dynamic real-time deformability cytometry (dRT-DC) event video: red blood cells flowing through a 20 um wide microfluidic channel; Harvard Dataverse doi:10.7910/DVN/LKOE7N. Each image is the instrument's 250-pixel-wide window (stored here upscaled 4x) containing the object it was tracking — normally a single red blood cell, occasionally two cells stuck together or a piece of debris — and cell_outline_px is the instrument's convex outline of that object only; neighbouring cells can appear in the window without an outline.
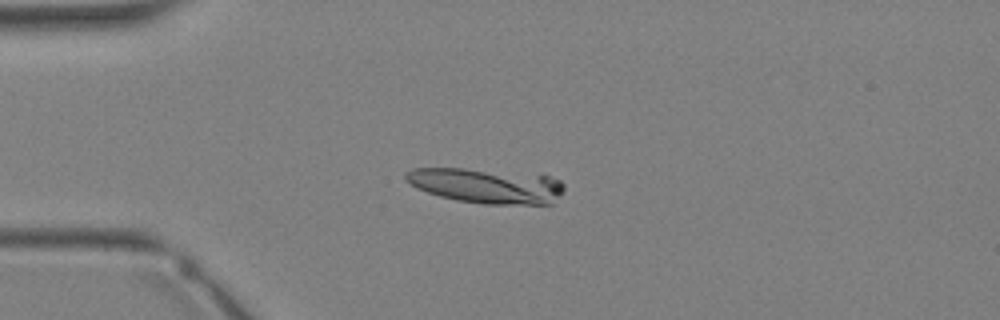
{"species": "Egyptian fruit bat (a non-hibernating species)", "species_latin": "Rousettus aegyptiacus", "temperature_condition": "warm", "stored_images_in_passage": 13, "camera_frame_rate_fps": 3000, "um_per_image_px": 0.085, "animal": {"sex": "female"}, "frame": {"image": 1, "passage_image": 8, "time_ms": 2.333, "image_size_px": [1000, 320], "cell_outline_px": [[564, 188], [552, 204], [484, 204], [456, 200], [440, 196], [416, 188], [404, 176], [412, 168], [464, 168], [548, 176], [560, 180], [564, 184]], "centroid_in_image_um": [41.35, 15.79], "position_along_channel_um": 43.6, "area_um2": 31.91}}